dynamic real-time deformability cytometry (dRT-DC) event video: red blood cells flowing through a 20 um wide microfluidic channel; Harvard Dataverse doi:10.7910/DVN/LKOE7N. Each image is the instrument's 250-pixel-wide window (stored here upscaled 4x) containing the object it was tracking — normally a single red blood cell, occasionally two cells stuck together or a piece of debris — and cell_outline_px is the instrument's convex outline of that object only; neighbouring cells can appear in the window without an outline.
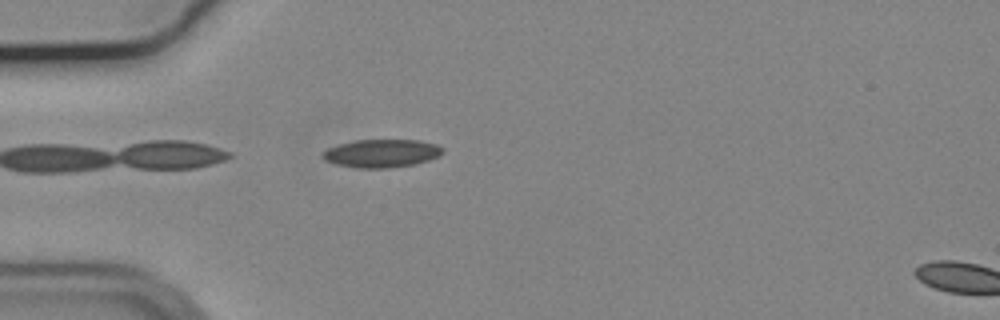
{"species": "common noctule bat (a hibernating species)", "species_latin": "Nyctalus noctula", "temperature_condition": "cold", "stored_images_in_passage": 3, "camera_frame_rate_fps": 3000, "um_per_image_px": 0.085, "animal": {"sex": "male", "body_mass_g": 19.2, "forearm_length_mm": 51.8}, "frame": {"image": 1, "passage_image": 1, "time_ms": 0.0, "image_size_px": [1000, 320], "cell_outline_px": [[444, 152], [440, 156], [428, 160], [412, 164], [388, 168], [356, 168], [336, 164], [324, 160], [320, 156], [320, 152], [328, 148], [340, 144], [356, 140], [420, 140], [436, 144], [444, 148]], "centroid_in_image_um": [32.42, 13.03], "position_along_channel_um": 52.6, "area_um2": 19.77}}